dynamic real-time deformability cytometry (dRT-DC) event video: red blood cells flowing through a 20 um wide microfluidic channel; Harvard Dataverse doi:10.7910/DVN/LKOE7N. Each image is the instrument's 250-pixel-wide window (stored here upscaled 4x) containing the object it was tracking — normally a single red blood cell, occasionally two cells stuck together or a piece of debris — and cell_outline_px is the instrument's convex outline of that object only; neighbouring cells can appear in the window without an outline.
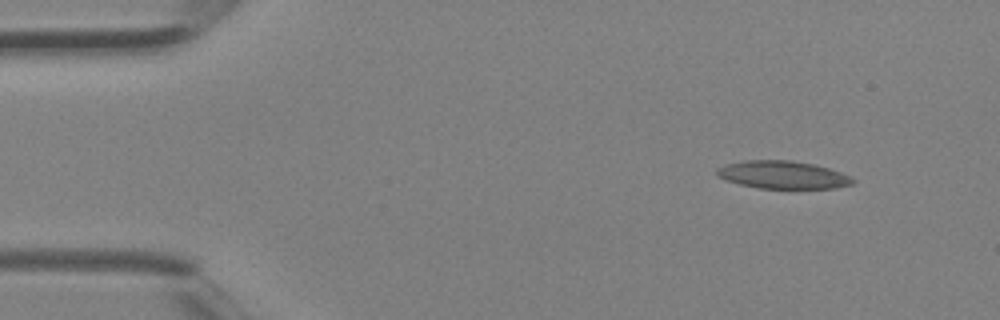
{"species": "Egyptian fruit bat (a non-hibernating species)", "species_latin": "Rousettus aegyptiacus", "temperature_condition": "room temperature", "stored_images_in_passage": 3, "camera_frame_rate_fps": 3000, "um_per_image_px": 0.085, "animal": {"sex": "female"}, "frame": {"image": 1, "passage_image": 1, "time_ms": 0.0, "image_size_px": [1000, 320], "cell_outline_px": [[856, 180], [852, 184], [836, 188], [760, 188], [740, 184], [724, 180], [716, 176], [716, 168], [724, 164], [748, 160], [788, 160], [816, 164], [852, 176]], "centroid_in_image_um": [66.52, 14.85], "position_along_channel_um": 18.5, "area_um2": 22.14}}